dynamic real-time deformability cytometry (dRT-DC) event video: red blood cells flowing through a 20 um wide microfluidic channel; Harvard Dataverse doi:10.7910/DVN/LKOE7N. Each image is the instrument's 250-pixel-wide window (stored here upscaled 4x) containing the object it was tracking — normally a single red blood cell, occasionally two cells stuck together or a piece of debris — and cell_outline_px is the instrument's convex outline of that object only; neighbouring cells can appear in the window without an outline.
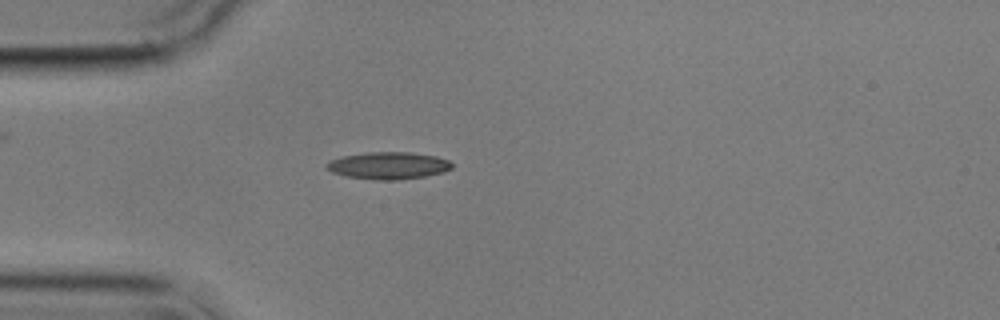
{"species": "common noctule bat (a hibernating species)", "species_latin": "Nyctalus noctula", "temperature_condition": "cold", "stored_images_in_passage": 1, "camera_frame_rate_fps": 3000, "um_per_image_px": 0.085, "animal": {"sex": "male", "body_mass_g": 17.9}, "frame": {"image": 1, "passage_image": 1, "time_ms": 0.0, "image_size_px": [1000, 320], "cell_outline_px": [[452, 168], [444, 172], [424, 176], [396, 180], [376, 180], [348, 176], [332, 172], [324, 168], [324, 164], [328, 160], [340, 156], [368, 152], [408, 152], [436, 156], [448, 160], [452, 164]], "centroid_in_image_um": [32.96, 14.06], "position_along_channel_um": 52.0, "area_um2": 19.94}}